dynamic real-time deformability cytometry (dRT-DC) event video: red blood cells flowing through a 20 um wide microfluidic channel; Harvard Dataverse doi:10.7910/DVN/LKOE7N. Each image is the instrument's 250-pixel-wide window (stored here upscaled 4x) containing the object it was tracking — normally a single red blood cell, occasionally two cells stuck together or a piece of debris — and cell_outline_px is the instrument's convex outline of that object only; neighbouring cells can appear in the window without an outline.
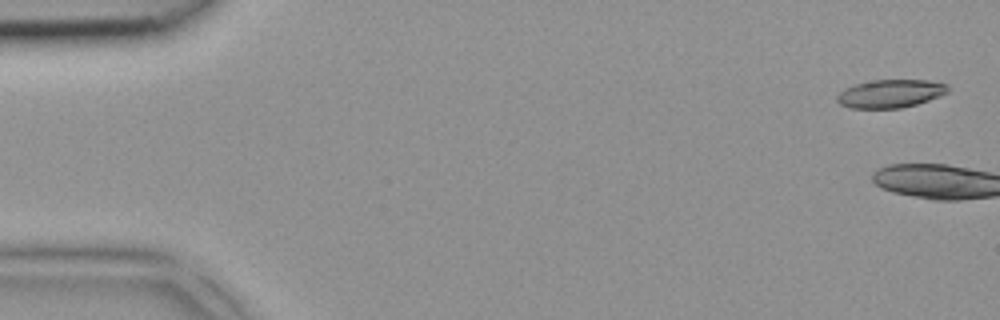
{"species": "common noctule bat (a hibernating species)", "species_latin": "Nyctalus noctula", "temperature_condition": "room temperature", "stored_images_in_passage": 8, "camera_frame_rate_fps": 3000, "um_per_image_px": 0.085, "animal": {"sex": "female", "body_mass_g": 18.4}, "frame": {"image": 1, "passage_image": 1, "time_ms": 0.0, "image_size_px": [1000, 320], "cell_outline_px": [[948, 92], [940, 96], [916, 104], [900, 108], [848, 108], [840, 104], [836, 100], [836, 96], [844, 88], [856, 84], [872, 80], [928, 80], [948, 84]], "centroid_in_image_um": [75.67, 7.95], "position_along_channel_um": 9.3, "area_um2": 18.21}}
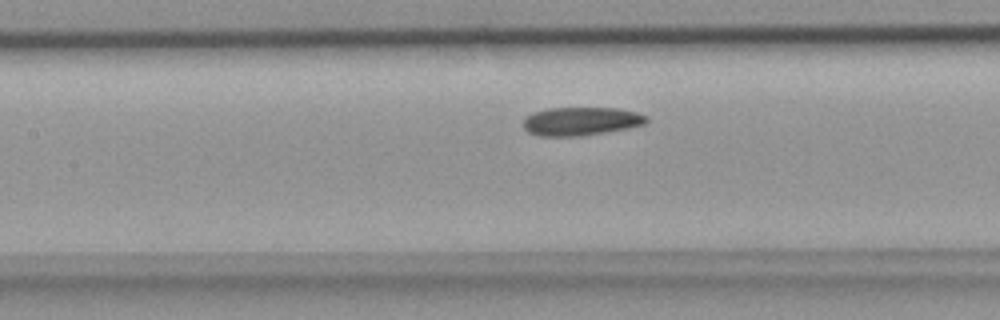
{"frame": {"image": 2, "passage_image": 8, "time_ms": 2.333, "image_size_px": [1000, 320], "cell_outline_px": [[648, 120], [644, 124], [628, 128], [580, 136], [540, 136], [528, 132], [524, 128], [524, 116], [532, 112], [548, 108], [616, 108], [636, 112], [648, 116]], "centroid_in_image_um": [49.35, 10.3], "position_along_channel_um": 158.0, "area_um2": 20.4}}